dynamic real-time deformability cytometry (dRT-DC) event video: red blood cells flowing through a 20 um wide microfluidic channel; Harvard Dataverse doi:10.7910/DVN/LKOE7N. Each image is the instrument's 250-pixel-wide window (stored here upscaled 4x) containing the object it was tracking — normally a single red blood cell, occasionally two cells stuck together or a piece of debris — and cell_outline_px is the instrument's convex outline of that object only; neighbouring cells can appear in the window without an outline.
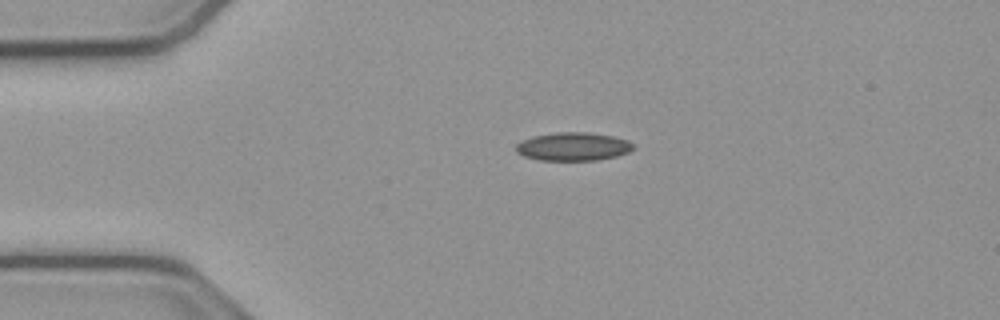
{"species": "common noctule bat (a hibernating species)", "species_latin": "Nyctalus noctula", "temperature_condition": "cold", "stored_images_in_passage": 43, "camera_frame_rate_fps": 3000, "um_per_image_px": 0.085, "animal": {"sex": "male", "body_mass_g": 23.1, "forearm_length_mm": 52.7}, "frame": {"image": 1, "passage_image": 1, "time_ms": 0.0, "image_size_px": [1000, 320], "cell_outline_px": [[636, 148], [628, 152], [616, 156], [596, 160], [540, 160], [524, 156], [516, 152], [516, 144], [520, 140], [532, 136], [556, 132], [588, 132], [612, 136], [628, 140], [636, 144]], "centroid_in_image_um": [48.73, 12.45], "position_along_channel_um": 36.3, "area_um2": 19.54}}
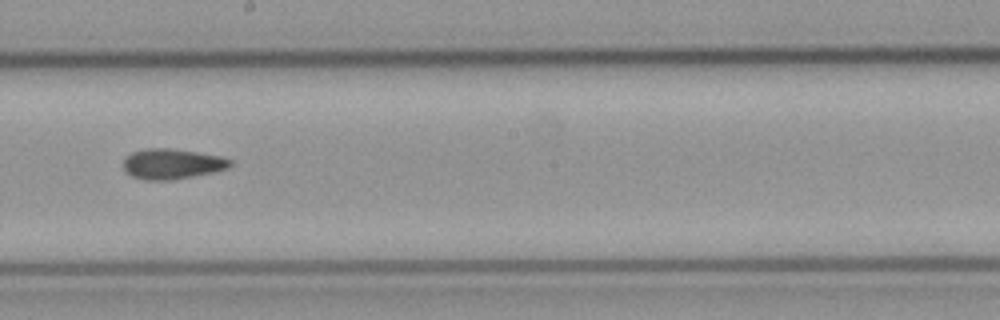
{"frame": {"image": 2, "passage_image": 19, "time_ms": 6.0, "image_size_px": [1000, 320], "cell_outline_px": [[232, 164], [228, 168], [212, 172], [172, 180], [144, 180], [132, 176], [124, 168], [124, 156], [132, 152], [148, 148], [168, 148], [196, 152], [220, 156], [232, 160]], "centroid_in_image_um": [14.61, 13.93], "position_along_channel_um": 233.6, "area_um2": 18.73}}
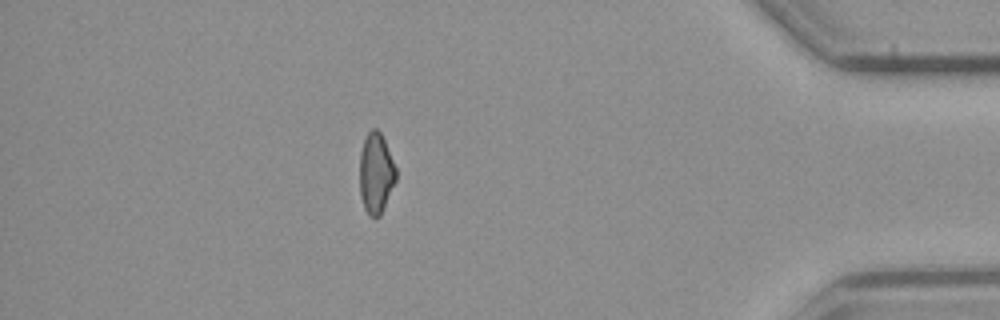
{"frame": {"image": 3, "passage_image": 36, "time_ms": 11.667, "image_size_px": [1000, 320], "cell_outline_px": [[396, 180], [380, 216], [368, 216], [364, 208], [360, 196], [360, 152], [364, 140], [368, 132], [372, 128], [376, 128], [380, 132], [384, 140], [396, 168]], "centroid_in_image_um": [31.94, 14.73], "position_along_channel_um": 403.3, "area_um2": 16.94}, "authors_computed_cell_mechanics": {"area_um2": 18.2648, "velocity_mm_per_s": 3.8433, "shape_relaxation_time_tau1_ms": null, "shape_relaxation_time_tau2_ms": 4.5014, "deformation_change_tau1": null, "deformation_change_tau2": 0.1014}}